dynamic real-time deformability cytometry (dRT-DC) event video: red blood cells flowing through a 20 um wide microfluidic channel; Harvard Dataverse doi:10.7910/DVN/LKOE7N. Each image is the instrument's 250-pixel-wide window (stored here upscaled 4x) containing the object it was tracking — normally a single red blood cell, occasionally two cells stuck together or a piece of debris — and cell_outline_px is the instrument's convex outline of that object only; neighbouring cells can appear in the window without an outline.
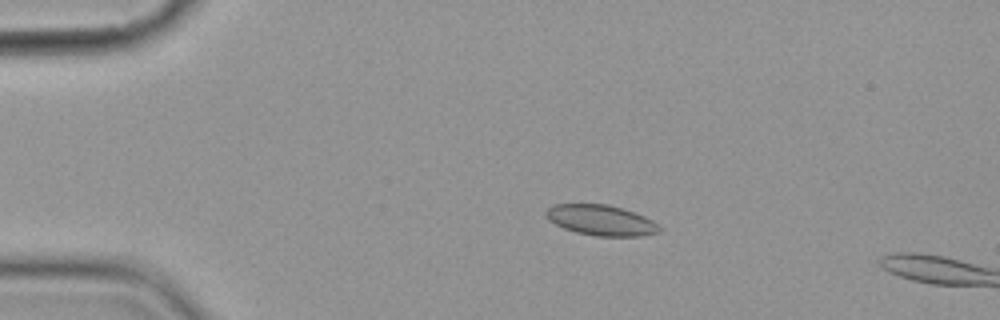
{"species": "common noctule bat (a hibernating species)", "species_latin": "Nyctalus noctula", "temperature_condition": "cold", "stored_images_in_passage": 14, "camera_frame_rate_fps": 3000, "um_per_image_px": 0.085, "animal": {"sex": "female", "body_mass_g": 19.9}, "frame": {"image": 1, "passage_image": 3, "time_ms": 2.0, "image_size_px": [1000, 320], "cell_outline_px": [[660, 232], [644, 236], [596, 236], [576, 232], [564, 228], [548, 220], [544, 216], [544, 212], [552, 204], [608, 204], [644, 216], [652, 220], [660, 228]], "centroid_in_image_um": [51.05, 18.72], "position_along_channel_um": 34.0, "area_um2": 20.11}}
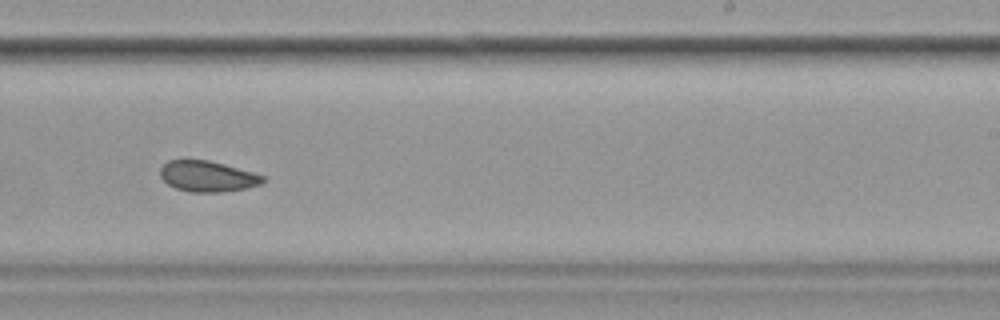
{"frame": {"image": 2, "passage_image": 9, "time_ms": 10.0, "image_size_px": [1000, 320], "cell_outline_px": [[264, 180], [260, 184], [248, 188], [220, 192], [188, 192], [176, 188], [168, 184], [160, 176], [160, 168], [168, 160], [208, 160], [224, 164], [252, 172], [264, 176]], "centroid_in_image_um": [17.62, 14.99], "position_along_channel_um": 271.4, "area_um2": 18.32}}
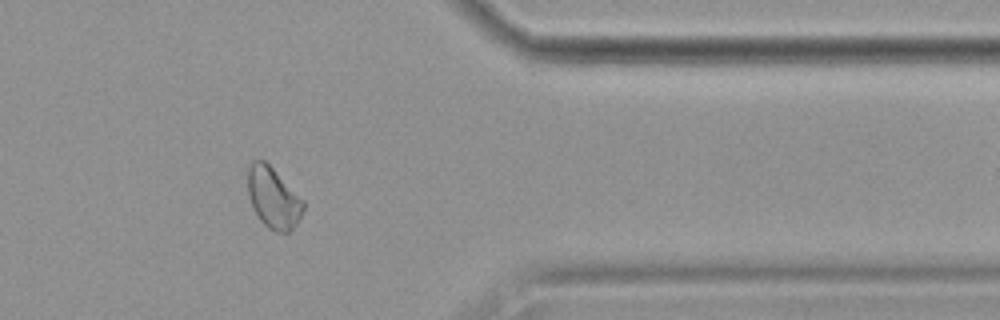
{"frame": {"image": 3, "passage_image": 12, "time_ms": 13.667, "image_size_px": [1000, 320], "cell_outline_px": [[304, 208], [300, 220], [288, 232], [276, 232], [268, 228], [260, 220], [252, 208], [248, 196], [248, 168], [252, 160], [264, 160], [304, 200]], "centroid_in_image_um": [23.22, 16.83], "position_along_channel_um": 388.2, "area_um2": 19.71}}